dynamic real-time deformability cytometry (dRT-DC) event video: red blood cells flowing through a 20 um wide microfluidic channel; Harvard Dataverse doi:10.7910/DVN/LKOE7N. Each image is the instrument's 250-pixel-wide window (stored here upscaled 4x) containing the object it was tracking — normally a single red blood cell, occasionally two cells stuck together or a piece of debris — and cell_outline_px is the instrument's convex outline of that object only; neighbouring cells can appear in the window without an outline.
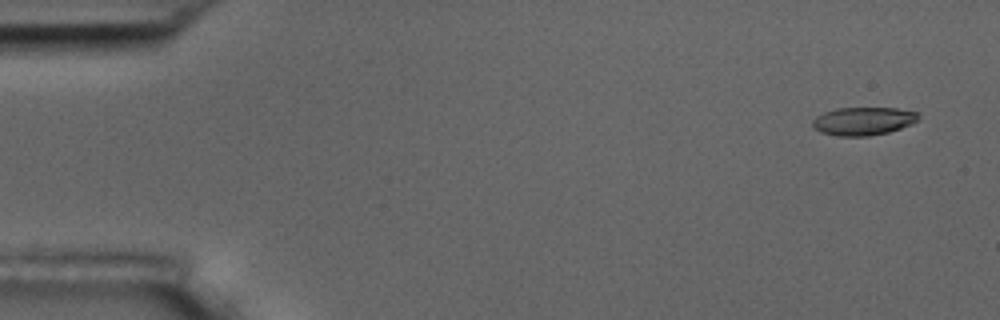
{"species": "common noctule bat (a hibernating species)", "species_latin": "Nyctalus noctula", "temperature_condition": "room temperature", "stored_images_in_passage": 8, "camera_frame_rate_fps": 3000, "um_per_image_px": 0.085, "animal": {"sex": "male", "body_mass_g": 17.5, "forearm_length_mm": 52.3}, "frame": {"image": 1, "passage_image": 1, "time_ms": 0.0, "image_size_px": [1000, 320], "cell_outline_px": [[920, 116], [912, 124], [888, 132], [868, 136], [836, 136], [820, 132], [812, 128], [812, 120], [816, 116], [824, 112], [836, 108], [896, 108], [916, 112]], "centroid_in_image_um": [73.33, 10.3], "position_along_channel_um": 11.7, "area_um2": 17.4}}
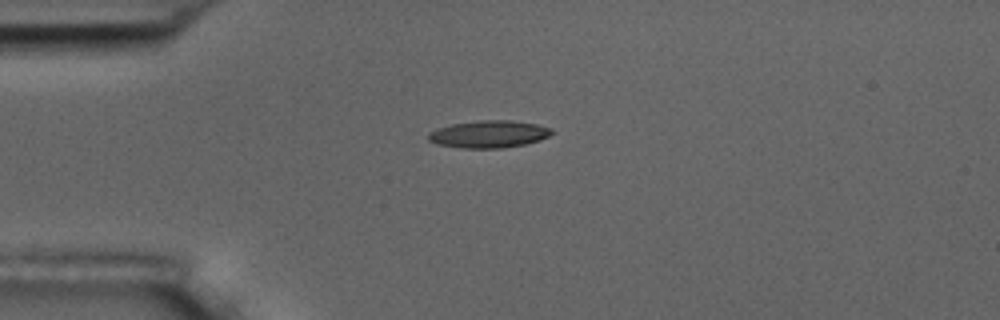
{"frame": {"image": 2, "passage_image": 4, "time_ms": 3.667, "image_size_px": [1000, 320], "cell_outline_px": [[556, 132], [540, 140], [524, 144], [504, 148], [460, 148], [436, 144], [428, 140], [428, 132], [436, 128], [452, 124], [480, 120], [512, 120], [536, 124], [552, 128]], "centroid_in_image_um": [41.55, 11.4], "position_along_channel_um": 43.4, "area_um2": 19.83}}
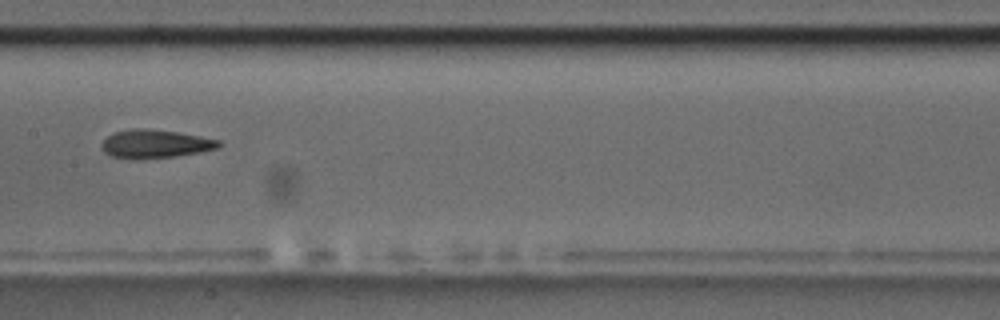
{"frame": {"image": 3, "passage_image": 8, "time_ms": 8.333, "image_size_px": [1000, 320], "cell_outline_px": [[220, 148], [200, 152], [176, 156], [112, 156], [104, 152], [100, 144], [112, 132], [132, 128], [144, 128], [176, 132], [200, 136], [220, 140]], "centroid_in_image_um": [13.22, 12.18], "position_along_channel_um": 194.2, "area_um2": 18.61}}